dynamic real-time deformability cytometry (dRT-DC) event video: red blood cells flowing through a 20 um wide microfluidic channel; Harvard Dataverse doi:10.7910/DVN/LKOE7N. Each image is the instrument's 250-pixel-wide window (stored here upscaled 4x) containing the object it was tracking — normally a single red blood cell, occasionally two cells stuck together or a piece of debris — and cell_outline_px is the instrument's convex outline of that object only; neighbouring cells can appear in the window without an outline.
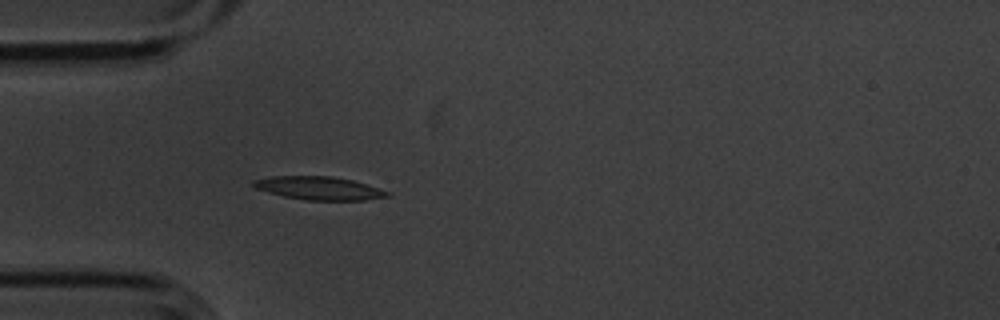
{"species": "common noctule bat (a hibernating species)", "species_latin": "Nyctalus noctula", "temperature_condition": "cold", "stored_images_in_passage": 5, "camera_frame_rate_fps": 3000, "um_per_image_px": 0.085, "animal": {"sex": "male", "body_mass_g": 20.1, "forearm_length_mm": 53.5}, "frame": {"image": 1, "passage_image": 5, "time_ms": 1.333, "image_size_px": [1000, 320], "cell_outline_px": [[392, 196], [364, 200], [308, 200], [284, 196], [268, 192], [256, 188], [252, 184], [252, 180], [272, 176], [332, 176], [352, 180], [380, 188], [392, 192]], "centroid_in_image_um": [27.17, 15.99], "position_along_channel_um": 57.8, "area_um2": 18.15}}